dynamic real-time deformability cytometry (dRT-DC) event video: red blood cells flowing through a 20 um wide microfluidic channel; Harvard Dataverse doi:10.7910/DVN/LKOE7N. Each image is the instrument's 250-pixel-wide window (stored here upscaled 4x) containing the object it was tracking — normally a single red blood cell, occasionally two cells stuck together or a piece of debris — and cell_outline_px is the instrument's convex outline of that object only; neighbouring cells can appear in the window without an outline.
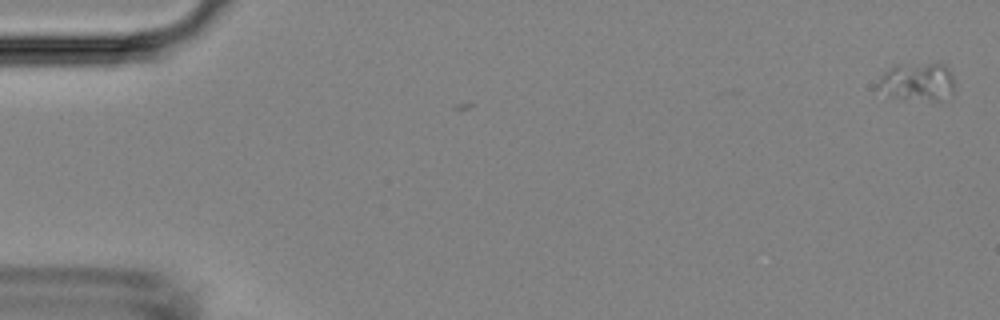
{"species": "Egyptian fruit bat (a non-hibernating species)", "species_latin": "Rousettus aegyptiacus", "temperature_condition": "room temperature", "stored_images_in_passage": 2, "camera_frame_rate_fps": 3000, "um_per_image_px": 0.085, "animal": {"sex": "female"}, "frame": {"image": 1, "passage_image": 1, "time_ms": 0.0, "image_size_px": [1000, 320], "cell_outline_px": [[956, 92], [952, 96], [940, 104], [904, 100], [888, 96], [876, 88], [876, 84], [880, 76], [888, 68], [896, 64], [940, 60], [952, 72], [956, 88]], "centroid_in_image_um": [78.06, 6.98], "position_along_channel_um": 6.9, "area_um2": 19.19}}